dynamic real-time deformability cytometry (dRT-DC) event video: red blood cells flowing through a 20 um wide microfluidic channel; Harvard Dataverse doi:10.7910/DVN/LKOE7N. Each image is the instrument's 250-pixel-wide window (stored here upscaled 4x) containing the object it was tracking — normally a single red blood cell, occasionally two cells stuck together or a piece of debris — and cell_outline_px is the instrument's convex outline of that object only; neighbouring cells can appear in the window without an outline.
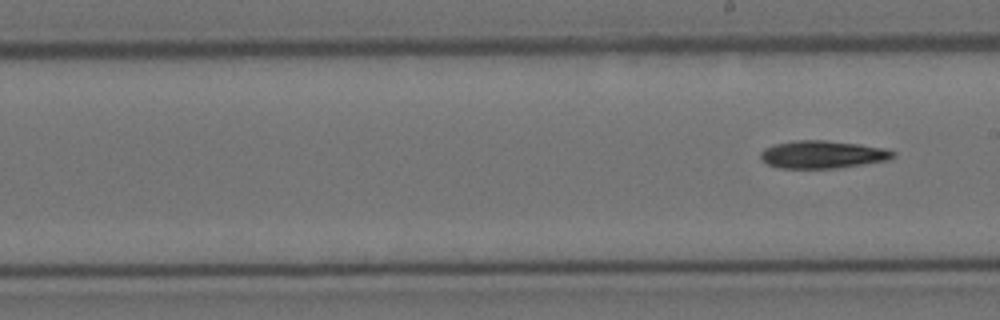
{"species": "Egyptian fruit bat (a non-hibernating species)", "species_latin": "Rousettus aegyptiacus", "temperature_condition": "cold", "stored_images_in_passage": 10, "segment_of_instrument_passage": [2, 2], "camera_frame_rate_fps": 3000, "um_per_image_px": 0.085, "animal": {"sex": "female"}, "frame": {"image": 1, "passage_image": 10, "time_ms": 11.667, "image_size_px": [1000, 320], "cell_outline_px": [[896, 156], [888, 160], [864, 164], [836, 168], [776, 168], [760, 160], [760, 152], [764, 148], [776, 144], [796, 140], [824, 140], [860, 144], [884, 148], [896, 152]], "centroid_in_image_um": [69.91, 13.13], "position_along_channel_um": 219.1, "area_um2": 21.5}}